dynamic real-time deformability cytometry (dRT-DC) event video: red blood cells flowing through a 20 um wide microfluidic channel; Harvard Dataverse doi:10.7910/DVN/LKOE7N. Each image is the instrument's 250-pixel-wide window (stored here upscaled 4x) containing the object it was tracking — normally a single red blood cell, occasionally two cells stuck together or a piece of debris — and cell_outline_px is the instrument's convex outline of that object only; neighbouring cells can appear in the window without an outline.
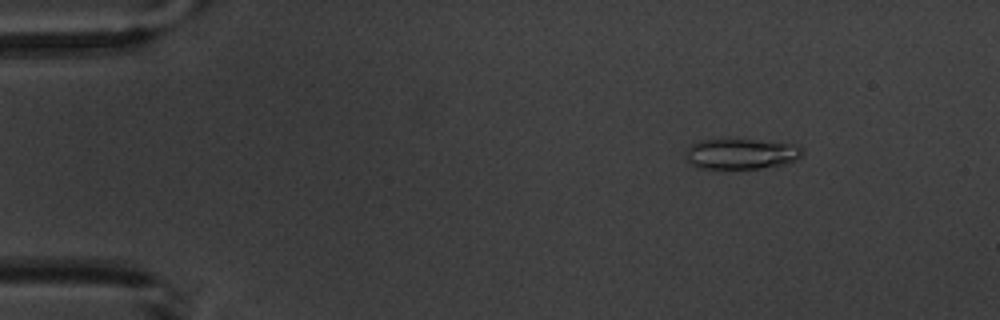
{"species": "common noctule bat (a hibernating species)", "species_latin": "Nyctalus noctula", "temperature_condition": "warm", "stored_images_in_passage": 8, "camera_frame_rate_fps": 3000, "um_per_image_px": 0.085, "animal": {"sex": "male", "body_mass_g": 20.1, "forearm_length_mm": 53.5}, "frame": {"image": 1, "passage_image": 2, "time_ms": 2.0, "image_size_px": [1000, 320], "cell_outline_px": [[804, 152], [796, 160], [784, 164], [760, 168], [728, 172], [696, 168], [688, 160], [688, 148], [692, 144], [700, 140], [756, 140], [792, 144], [804, 148]], "centroid_in_image_um": [62.99, 13.14], "position_along_channel_um": 22.0, "area_um2": 21.27}}
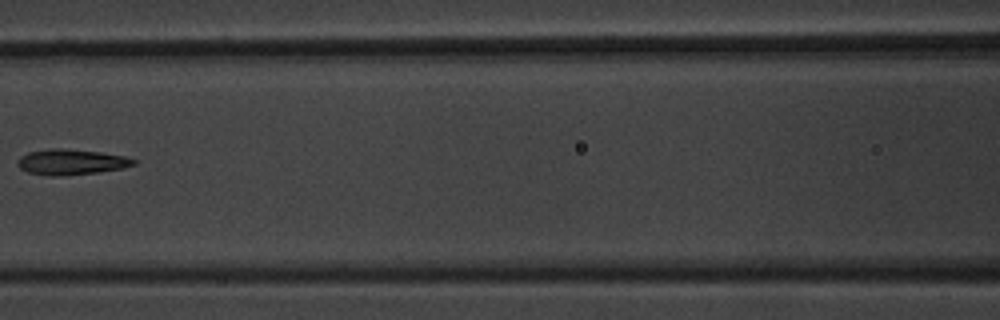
{"frame": {"image": 2, "passage_image": 7, "time_ms": 8.0, "image_size_px": [1000, 320], "cell_outline_px": [[136, 164], [124, 168], [96, 172], [60, 176], [48, 176], [28, 172], [20, 168], [16, 164], [16, 160], [20, 156], [28, 152], [52, 148], [60, 148], [100, 152], [124, 156], [136, 160]], "centroid_in_image_um": [6.01, 13.77], "position_along_channel_um": 160.6, "area_um2": 17.28}}
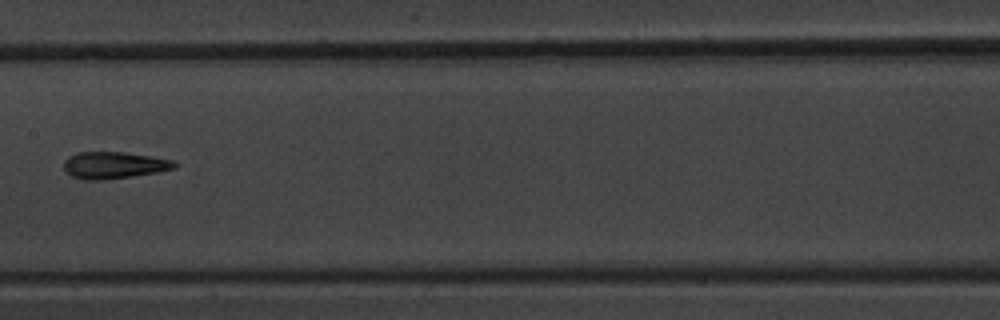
{"frame": {"image": 3, "passage_image": 8, "time_ms": 9.0, "image_size_px": [1000, 320], "cell_outline_px": [[176, 168], [156, 172], [132, 176], [104, 180], [84, 180], [72, 176], [64, 168], [64, 160], [68, 156], [76, 152], [124, 152], [152, 156], [176, 160]], "centroid_in_image_um": [9.69, 14.03], "position_along_channel_um": 197.7, "area_um2": 17.4}}